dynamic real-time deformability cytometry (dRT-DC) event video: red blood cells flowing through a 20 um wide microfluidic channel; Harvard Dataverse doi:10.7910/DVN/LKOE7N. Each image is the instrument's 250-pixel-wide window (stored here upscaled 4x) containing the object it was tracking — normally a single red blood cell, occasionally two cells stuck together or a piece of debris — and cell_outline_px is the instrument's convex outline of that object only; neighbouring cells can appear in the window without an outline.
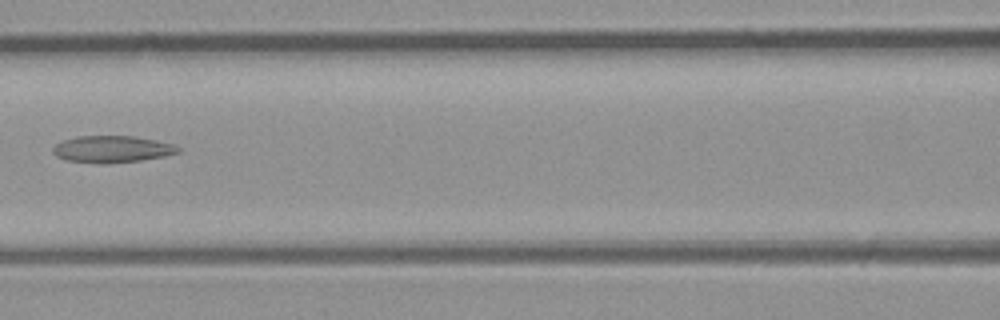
{"species": "common noctule bat (a hibernating species)", "species_latin": "Nyctalus noctula", "temperature_condition": "room temperature", "stored_images_in_passage": 7, "camera_frame_rate_fps": 3000, "um_per_image_px": 0.085, "animal": {"sex": "male", "body_mass_g": 23.1, "forearm_length_mm": 52.7}, "frame": {"image": 1, "passage_image": 6, "time_ms": 5.667, "image_size_px": [1000, 320], "cell_outline_px": [[180, 152], [164, 156], [140, 160], [108, 164], [96, 164], [68, 160], [56, 156], [52, 152], [52, 148], [56, 144], [64, 140], [76, 136], [132, 136], [172, 144], [180, 148]], "centroid_in_image_um": [9.48, 12.69], "position_along_channel_um": 157.1, "area_um2": 19.48}}
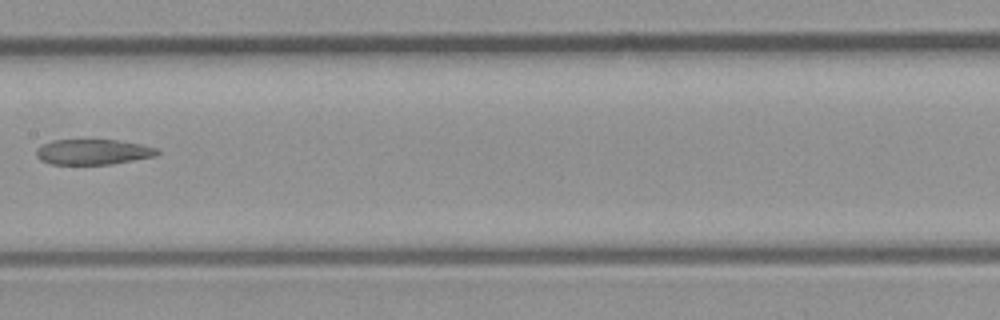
{"frame": {"image": 2, "passage_image": 7, "time_ms": 6.667, "image_size_px": [1000, 320], "cell_outline_px": [[160, 152], [156, 156], [112, 164], [48, 164], [40, 160], [36, 156], [36, 148], [52, 140], [116, 140], [140, 144], [160, 148]], "centroid_in_image_um": [7.92, 12.92], "position_along_channel_um": 199.5, "area_um2": 17.98}}